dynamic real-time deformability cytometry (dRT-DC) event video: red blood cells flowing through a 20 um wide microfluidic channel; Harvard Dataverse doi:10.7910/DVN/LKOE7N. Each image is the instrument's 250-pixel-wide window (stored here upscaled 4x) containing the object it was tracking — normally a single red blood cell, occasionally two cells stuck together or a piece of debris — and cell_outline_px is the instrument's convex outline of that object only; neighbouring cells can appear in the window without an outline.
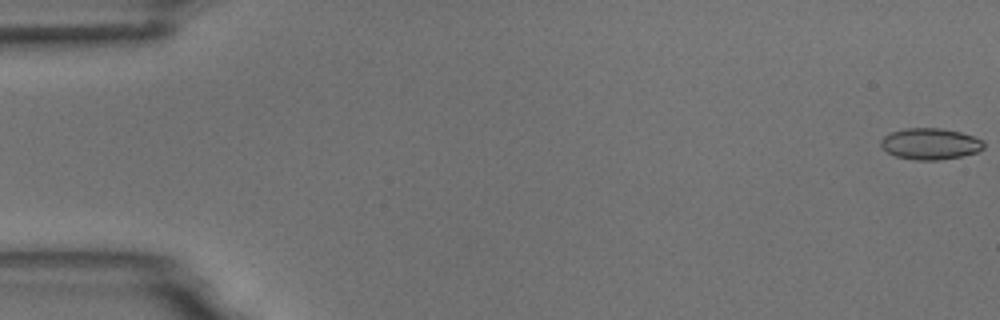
{"species": "common noctule bat (a hibernating species)", "species_latin": "Nyctalus noctula", "temperature_condition": "room temperature", "stored_images_in_passage": 56, "camera_frame_rate_fps": 3000, "um_per_image_px": 0.085, "animal": {"sex": "male", "body_mass_g": 18.8}, "frame": {"image": 1, "passage_image": 1, "time_ms": 0.0, "image_size_px": [1000, 320], "cell_outline_px": [[984, 148], [976, 152], [960, 156], [936, 160], [916, 160], [896, 156], [880, 148], [880, 140], [884, 136], [892, 132], [904, 128], [940, 128], [960, 132], [984, 140]], "centroid_in_image_um": [79.05, 12.22], "position_along_channel_um": 6.0, "area_um2": 18.73}}
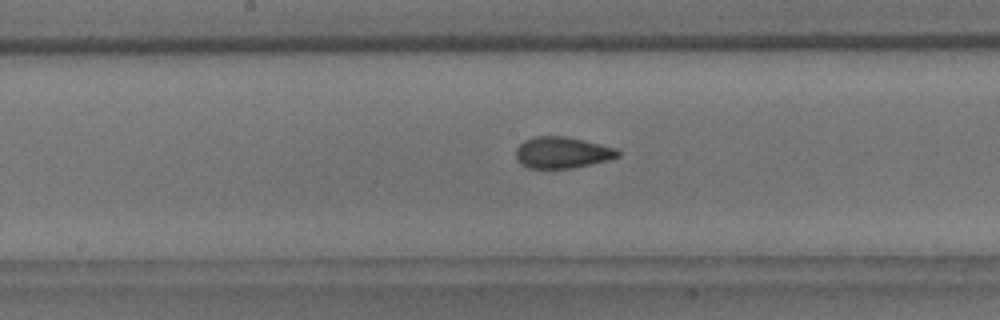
{"frame": {"image": 2, "passage_image": 29, "time_ms": 9.333, "image_size_px": [1000, 320], "cell_outline_px": [[620, 156], [608, 160], [572, 168], [528, 168], [520, 164], [516, 160], [516, 148], [524, 140], [536, 136], [564, 136], [584, 140], [616, 148], [620, 152]], "centroid_in_image_um": [47.77, 12.97], "position_along_channel_um": 200.4, "area_um2": 18.67}}
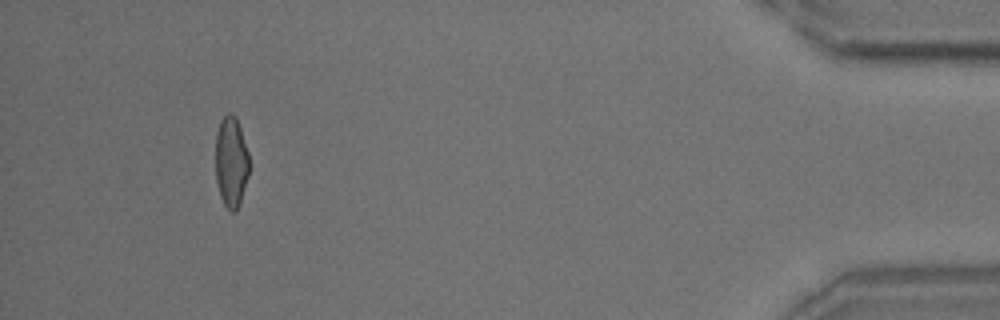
{"frame": {"image": 3, "passage_image": 52, "time_ms": 17.0, "image_size_px": [1000, 320], "cell_outline_px": [[248, 176], [240, 204], [236, 212], [232, 212], [224, 204], [220, 196], [216, 180], [216, 132], [220, 120], [228, 112], [232, 112], [236, 116], [248, 152]], "centroid_in_image_um": [19.64, 13.75], "position_along_channel_um": 415.6, "area_um2": 17.86}, "authors_computed_cell_mechanics": {"area_um2": 18.7272, "velocity_mm_per_s": 3.677, "shape_relaxation_time_tau1_ms": 10.0457, "shape_relaxation_time_tau2_ms": 1.3903, "deformation_change_tau1": 0.1957, "deformation_change_tau2": 0.0744}}